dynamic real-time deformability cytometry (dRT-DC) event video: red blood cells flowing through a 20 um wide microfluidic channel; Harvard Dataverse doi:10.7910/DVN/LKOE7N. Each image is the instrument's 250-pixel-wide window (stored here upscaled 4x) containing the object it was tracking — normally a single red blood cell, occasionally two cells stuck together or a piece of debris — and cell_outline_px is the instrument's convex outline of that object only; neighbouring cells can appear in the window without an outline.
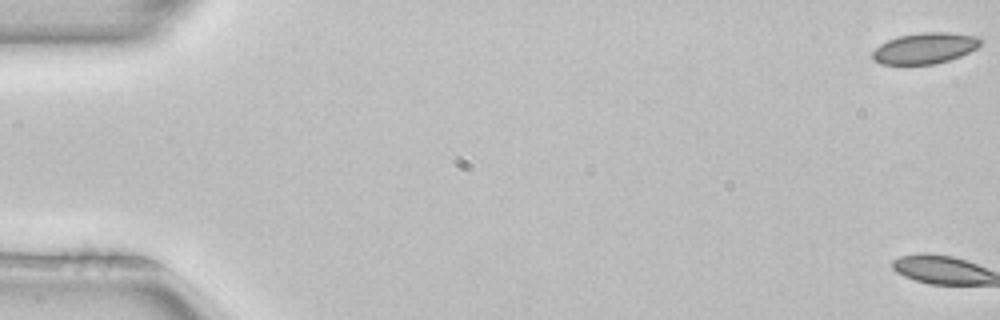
{"species": "common noctule bat (a hibernating species)", "species_latin": "Nyctalus noctula", "temperature_condition": "room temperature", "stored_images_in_passage": 5, "camera_frame_rate_fps": 3000, "um_per_image_px": 0.085, "animal": {"sex": "female", "body_mass_g": 22.7, "forearm_length_mm": 54.2}, "frame": {"image": 1, "passage_image": 1, "time_ms": 0.0, "image_size_px": [1000, 320], "cell_outline_px": [[984, 40], [976, 48], [960, 56], [936, 64], [880, 64], [872, 60], [872, 52], [880, 44], [888, 40], [900, 36], [920, 32], [948, 32], [980, 36]], "centroid_in_image_um": [78.63, 4.09], "position_along_channel_um": 6.4, "area_um2": 19.59}}